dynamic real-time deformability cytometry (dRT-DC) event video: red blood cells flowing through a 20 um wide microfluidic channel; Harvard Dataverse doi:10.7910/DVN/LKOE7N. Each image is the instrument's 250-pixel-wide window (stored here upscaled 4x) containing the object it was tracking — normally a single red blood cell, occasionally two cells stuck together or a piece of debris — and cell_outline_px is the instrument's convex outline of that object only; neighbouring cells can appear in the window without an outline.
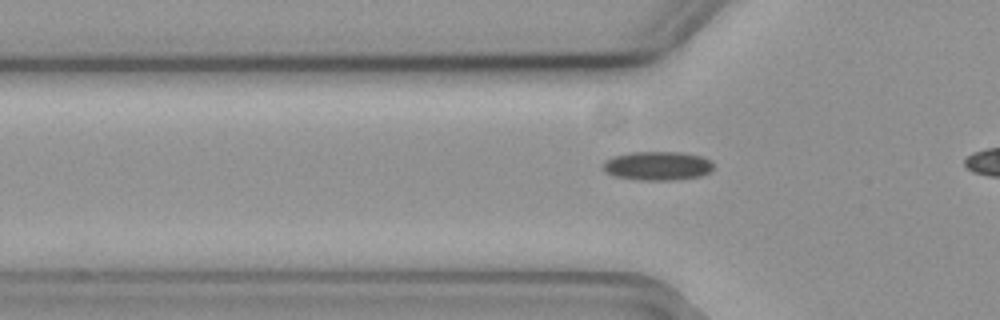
{"species": "common noctule bat (a hibernating species)", "species_latin": "Nyctalus noctula", "temperature_condition": "cold", "stored_images_in_passage": 29, "camera_frame_rate_fps": 3000, "um_per_image_px": 0.085, "animal": {"sex": "female", "body_mass_g": 19.3, "forearm_length_mm": 54.1}, "frame": {"image": 1, "passage_image": 9, "time_ms": 2.667, "image_size_px": [1000, 320], "cell_outline_px": [[712, 168], [708, 172], [700, 176], [672, 180], [636, 180], [612, 176], [604, 172], [604, 160], [612, 156], [632, 152], [680, 152], [700, 156], [712, 160]], "centroid_in_image_um": [55.84, 14.1], "position_along_channel_um": 70.0, "area_um2": 18.67}}
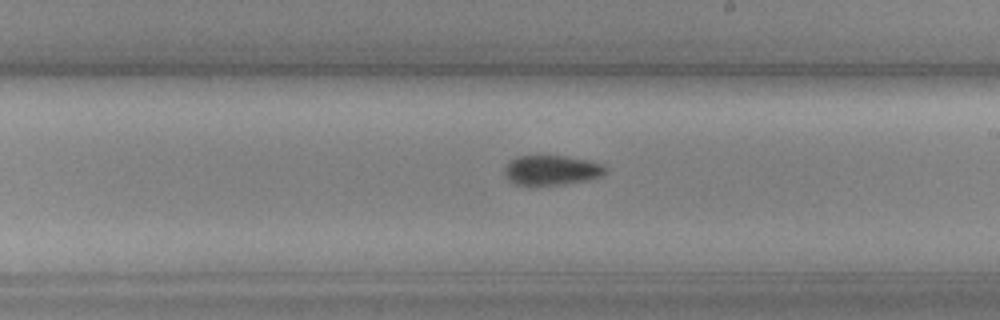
{"frame": {"image": 2, "passage_image": 23, "time_ms": 7.333, "image_size_px": [1000, 320], "cell_outline_px": [[608, 172], [600, 176], [584, 180], [564, 184], [532, 188], [528, 188], [516, 184], [508, 180], [504, 176], [504, 168], [508, 160], [516, 156], [564, 156], [588, 160], [604, 164], [608, 168]], "centroid_in_image_um": [46.82, 14.5], "position_along_channel_um": 242.2, "area_um2": 18.26}}
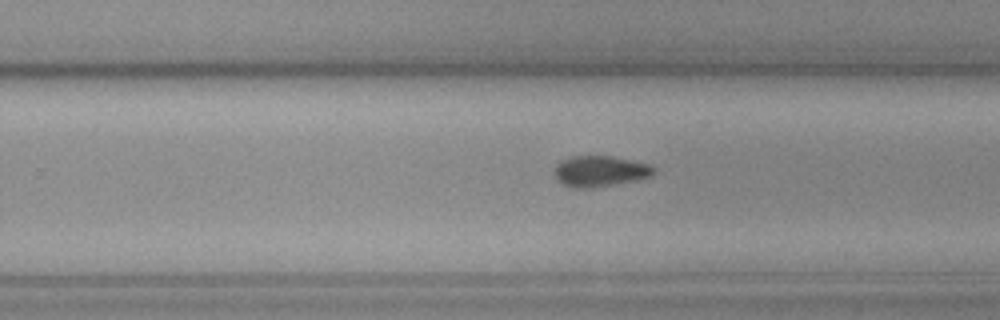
{"frame": {"image": 3, "passage_image": 26, "time_ms": 8.333, "image_size_px": [1000, 320], "cell_outline_px": [[656, 172], [652, 176], [636, 180], [592, 188], [572, 188], [556, 180], [556, 164], [560, 160], [572, 156], [612, 156], [652, 164], [656, 168]], "centroid_in_image_um": [51.04, 14.54], "position_along_channel_um": 278.8, "area_um2": 18.03}}